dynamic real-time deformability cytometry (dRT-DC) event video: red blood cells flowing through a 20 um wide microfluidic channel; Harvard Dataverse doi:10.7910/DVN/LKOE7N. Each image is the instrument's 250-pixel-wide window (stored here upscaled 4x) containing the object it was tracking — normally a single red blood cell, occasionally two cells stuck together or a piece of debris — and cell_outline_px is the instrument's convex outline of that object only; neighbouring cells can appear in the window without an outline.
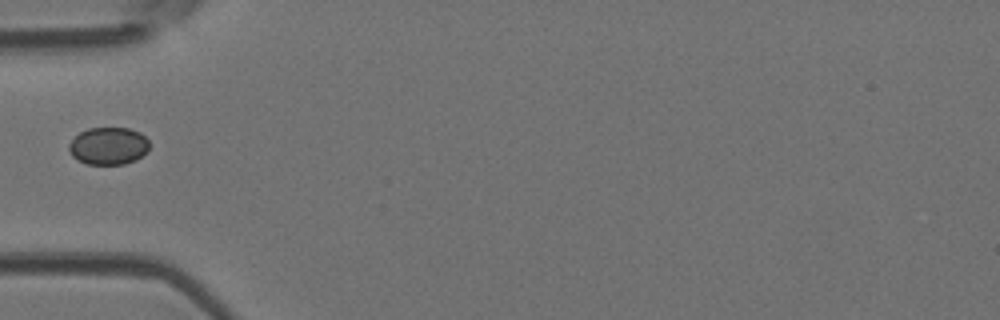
{"species": "Egyptian fruit bat (a non-hibernating species)", "species_latin": "Rousettus aegyptiacus", "temperature_condition": "room temperature", "stored_images_in_passage": 3, "camera_frame_rate_fps": 3000, "um_per_image_px": 0.085, "animal": {"sex": "female"}, "frame": {"image": 1, "passage_image": 2, "time_ms": 0.333, "image_size_px": [1000, 320], "cell_outline_px": [[148, 152], [136, 160], [124, 164], [88, 164], [76, 160], [72, 156], [68, 148], [68, 144], [80, 132], [88, 128], [128, 128], [140, 132], [148, 140]], "centroid_in_image_um": [9.21, 12.41], "position_along_channel_um": 75.8, "area_um2": 17.63}}
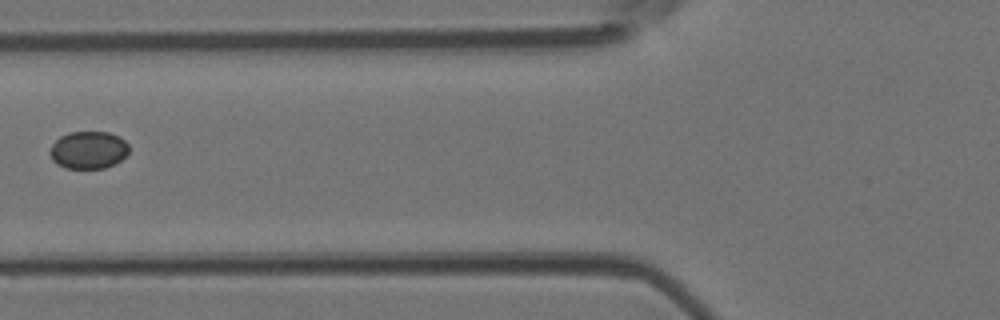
{"frame": {"image": 2, "passage_image": 3, "time_ms": 0.667, "image_size_px": [1000, 320], "cell_outline_px": [[128, 152], [116, 164], [104, 168], [64, 168], [56, 164], [52, 160], [48, 152], [52, 144], [60, 136], [68, 132], [108, 132], [120, 136], [128, 144]], "centroid_in_image_um": [7.49, 12.75], "position_along_channel_um": 118.3, "area_um2": 17.46}}